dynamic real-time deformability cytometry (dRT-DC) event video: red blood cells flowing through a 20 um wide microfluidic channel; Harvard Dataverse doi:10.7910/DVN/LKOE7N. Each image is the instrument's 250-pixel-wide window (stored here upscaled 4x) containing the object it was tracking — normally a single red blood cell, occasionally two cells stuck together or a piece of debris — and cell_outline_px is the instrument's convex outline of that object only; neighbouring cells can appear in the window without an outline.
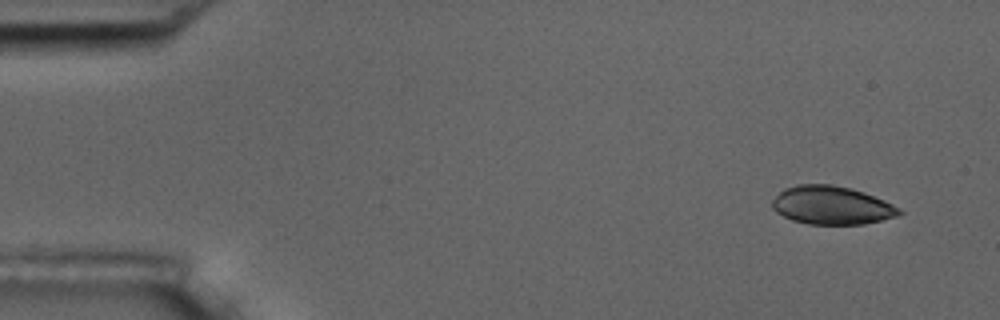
{"species": "common noctule bat (a hibernating species)", "species_latin": "Nyctalus noctula", "temperature_condition": "room temperature", "stored_images_in_passage": 5, "camera_frame_rate_fps": 3000, "um_per_image_px": 0.085, "animal": {"sex": "male", "body_mass_g": 17.5, "forearm_length_mm": 52.3}, "frame": {"image": 1, "passage_image": 1, "time_ms": 0.0, "image_size_px": [1000, 320], "cell_outline_px": [[904, 212], [896, 216], [864, 224], [808, 224], [792, 220], [776, 212], [772, 208], [772, 200], [784, 188], [796, 184], [832, 184], [852, 188], [864, 192], [884, 200], [900, 208]], "centroid_in_image_um": [70.68, 17.44], "position_along_channel_um": 14.3, "area_um2": 28.44}}
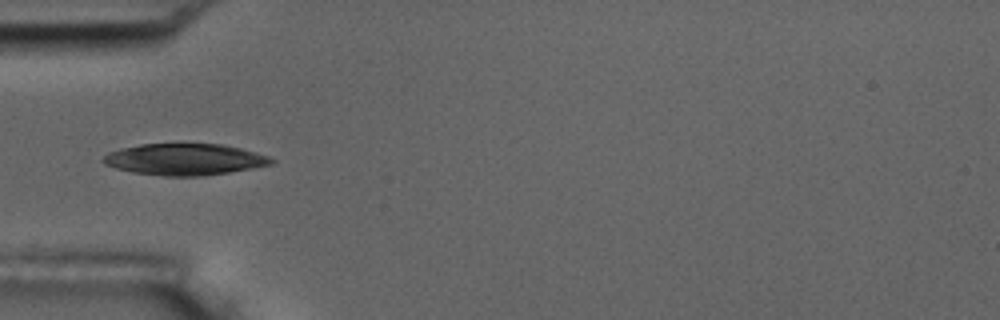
{"frame": {"image": 2, "passage_image": 5, "time_ms": 1.333, "image_size_px": [1000, 320], "cell_outline_px": [[276, 160], [272, 164], [252, 168], [228, 172], [200, 176], [164, 176], [132, 172], [116, 168], [104, 164], [100, 160], [108, 152], [120, 148], [140, 144], [224, 144], [240, 148], [268, 156]], "centroid_in_image_um": [15.66, 13.54], "position_along_channel_um": 69.3, "area_um2": 30.81}}